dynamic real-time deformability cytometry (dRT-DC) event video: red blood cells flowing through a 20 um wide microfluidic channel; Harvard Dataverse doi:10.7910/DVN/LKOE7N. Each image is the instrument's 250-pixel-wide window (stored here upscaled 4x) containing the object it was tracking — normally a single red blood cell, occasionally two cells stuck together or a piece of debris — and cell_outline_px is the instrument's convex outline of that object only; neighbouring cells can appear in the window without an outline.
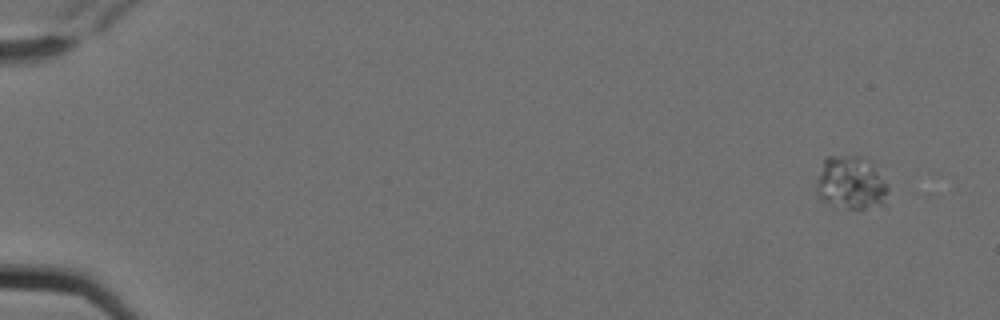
{"species": "Egyptian fruit bat (a non-hibernating species)", "species_latin": "Rousettus aegyptiacus", "temperature_condition": "cold", "stored_images_in_passage": 4, "camera_frame_rate_fps": 3000, "um_per_image_px": 0.085, "animal": {"sex": "female"}, "frame": {"image": 1, "passage_image": 1, "time_ms": 0.0, "image_size_px": [1000, 320], "cell_outline_px": [[888, 192], [884, 204], [860, 212], [832, 208], [816, 196], [816, 180], [824, 160], [828, 156], [868, 156], [872, 160], [888, 184]], "centroid_in_image_um": [72.35, 15.61], "position_along_channel_um": 12.7, "area_um2": 23.7}}
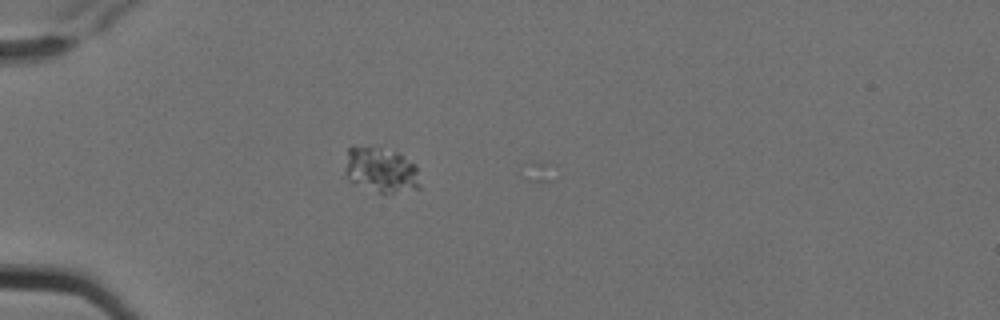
{"frame": {"image": 2, "passage_image": 4, "time_ms": 1.0, "image_size_px": [1000, 320], "cell_outline_px": [[420, 188], [392, 192], [376, 192], [348, 180], [344, 176], [344, 172], [348, 148], [352, 144], [376, 148], [396, 152], [416, 164], [420, 184]], "centroid_in_image_um": [32.34, 14.43], "position_along_channel_um": 52.7, "area_um2": 19.71}}